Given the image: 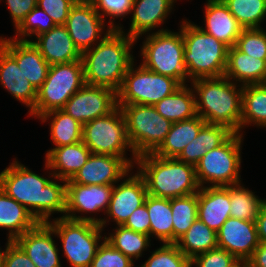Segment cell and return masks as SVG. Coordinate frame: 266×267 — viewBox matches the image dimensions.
Returning <instances> with one entry per match:
<instances>
[{
  "label": "cell",
  "mask_w": 266,
  "mask_h": 267,
  "mask_svg": "<svg viewBox=\"0 0 266 267\" xmlns=\"http://www.w3.org/2000/svg\"><path fill=\"white\" fill-rule=\"evenodd\" d=\"M137 267L135 262L115 249L107 240L99 246L90 267Z\"/></svg>",
  "instance_id": "44"
},
{
  "label": "cell",
  "mask_w": 266,
  "mask_h": 267,
  "mask_svg": "<svg viewBox=\"0 0 266 267\" xmlns=\"http://www.w3.org/2000/svg\"><path fill=\"white\" fill-rule=\"evenodd\" d=\"M173 218V243L190 228L197 219L198 193L171 199Z\"/></svg>",
  "instance_id": "39"
},
{
  "label": "cell",
  "mask_w": 266,
  "mask_h": 267,
  "mask_svg": "<svg viewBox=\"0 0 266 267\" xmlns=\"http://www.w3.org/2000/svg\"><path fill=\"white\" fill-rule=\"evenodd\" d=\"M230 217L240 220H255L266 198H261L244 183L229 186Z\"/></svg>",
  "instance_id": "37"
},
{
  "label": "cell",
  "mask_w": 266,
  "mask_h": 267,
  "mask_svg": "<svg viewBox=\"0 0 266 267\" xmlns=\"http://www.w3.org/2000/svg\"><path fill=\"white\" fill-rule=\"evenodd\" d=\"M0 45L16 60L26 79L38 90L50 67L39 49L32 42L16 40L3 34L0 36Z\"/></svg>",
  "instance_id": "21"
},
{
  "label": "cell",
  "mask_w": 266,
  "mask_h": 267,
  "mask_svg": "<svg viewBox=\"0 0 266 267\" xmlns=\"http://www.w3.org/2000/svg\"><path fill=\"white\" fill-rule=\"evenodd\" d=\"M123 226L150 236V219L145 203L132 212Z\"/></svg>",
  "instance_id": "49"
},
{
  "label": "cell",
  "mask_w": 266,
  "mask_h": 267,
  "mask_svg": "<svg viewBox=\"0 0 266 267\" xmlns=\"http://www.w3.org/2000/svg\"><path fill=\"white\" fill-rule=\"evenodd\" d=\"M47 223L61 244L59 250L68 266L90 267L99 246L105 240V230L98 224L65 217H56Z\"/></svg>",
  "instance_id": "7"
},
{
  "label": "cell",
  "mask_w": 266,
  "mask_h": 267,
  "mask_svg": "<svg viewBox=\"0 0 266 267\" xmlns=\"http://www.w3.org/2000/svg\"><path fill=\"white\" fill-rule=\"evenodd\" d=\"M177 1L134 0L129 17L128 30L124 29L126 28L124 25L119 30L134 39L148 33L169 30L165 25L169 22L168 19H170L171 14H174L173 12L176 10L174 7L176 8L177 4L175 3Z\"/></svg>",
  "instance_id": "17"
},
{
  "label": "cell",
  "mask_w": 266,
  "mask_h": 267,
  "mask_svg": "<svg viewBox=\"0 0 266 267\" xmlns=\"http://www.w3.org/2000/svg\"><path fill=\"white\" fill-rule=\"evenodd\" d=\"M243 29L263 28L266 0H222Z\"/></svg>",
  "instance_id": "38"
},
{
  "label": "cell",
  "mask_w": 266,
  "mask_h": 267,
  "mask_svg": "<svg viewBox=\"0 0 266 267\" xmlns=\"http://www.w3.org/2000/svg\"><path fill=\"white\" fill-rule=\"evenodd\" d=\"M4 248H5V246H3V248H2V246L0 244V267H2V258H3V253L5 250Z\"/></svg>",
  "instance_id": "54"
},
{
  "label": "cell",
  "mask_w": 266,
  "mask_h": 267,
  "mask_svg": "<svg viewBox=\"0 0 266 267\" xmlns=\"http://www.w3.org/2000/svg\"><path fill=\"white\" fill-rule=\"evenodd\" d=\"M244 135L233 133L219 147L207 153L195 165L200 187L230 186L242 183Z\"/></svg>",
  "instance_id": "8"
},
{
  "label": "cell",
  "mask_w": 266,
  "mask_h": 267,
  "mask_svg": "<svg viewBox=\"0 0 266 267\" xmlns=\"http://www.w3.org/2000/svg\"><path fill=\"white\" fill-rule=\"evenodd\" d=\"M249 262L250 267H266V243L260 242Z\"/></svg>",
  "instance_id": "50"
},
{
  "label": "cell",
  "mask_w": 266,
  "mask_h": 267,
  "mask_svg": "<svg viewBox=\"0 0 266 267\" xmlns=\"http://www.w3.org/2000/svg\"><path fill=\"white\" fill-rule=\"evenodd\" d=\"M82 141L91 153L121 157L132 168L135 166L137 156L128 140L126 122L119 106L84 124Z\"/></svg>",
  "instance_id": "10"
},
{
  "label": "cell",
  "mask_w": 266,
  "mask_h": 267,
  "mask_svg": "<svg viewBox=\"0 0 266 267\" xmlns=\"http://www.w3.org/2000/svg\"><path fill=\"white\" fill-rule=\"evenodd\" d=\"M145 205L150 219V237L159 243H173L171 199L147 195Z\"/></svg>",
  "instance_id": "35"
},
{
  "label": "cell",
  "mask_w": 266,
  "mask_h": 267,
  "mask_svg": "<svg viewBox=\"0 0 266 267\" xmlns=\"http://www.w3.org/2000/svg\"><path fill=\"white\" fill-rule=\"evenodd\" d=\"M175 245L186 257L192 259L218 247L217 233L197 218Z\"/></svg>",
  "instance_id": "36"
},
{
  "label": "cell",
  "mask_w": 266,
  "mask_h": 267,
  "mask_svg": "<svg viewBox=\"0 0 266 267\" xmlns=\"http://www.w3.org/2000/svg\"><path fill=\"white\" fill-rule=\"evenodd\" d=\"M72 6L68 0H37V7L42 9L55 25H65Z\"/></svg>",
  "instance_id": "46"
},
{
  "label": "cell",
  "mask_w": 266,
  "mask_h": 267,
  "mask_svg": "<svg viewBox=\"0 0 266 267\" xmlns=\"http://www.w3.org/2000/svg\"><path fill=\"white\" fill-rule=\"evenodd\" d=\"M235 46L252 57L266 59V29H243Z\"/></svg>",
  "instance_id": "43"
},
{
  "label": "cell",
  "mask_w": 266,
  "mask_h": 267,
  "mask_svg": "<svg viewBox=\"0 0 266 267\" xmlns=\"http://www.w3.org/2000/svg\"><path fill=\"white\" fill-rule=\"evenodd\" d=\"M236 84H263L266 78V59L252 57L236 46L228 48L227 67L224 74Z\"/></svg>",
  "instance_id": "27"
},
{
  "label": "cell",
  "mask_w": 266,
  "mask_h": 267,
  "mask_svg": "<svg viewBox=\"0 0 266 267\" xmlns=\"http://www.w3.org/2000/svg\"><path fill=\"white\" fill-rule=\"evenodd\" d=\"M32 43L50 66L82 60V53L64 25H55L50 31L37 36Z\"/></svg>",
  "instance_id": "24"
},
{
  "label": "cell",
  "mask_w": 266,
  "mask_h": 267,
  "mask_svg": "<svg viewBox=\"0 0 266 267\" xmlns=\"http://www.w3.org/2000/svg\"><path fill=\"white\" fill-rule=\"evenodd\" d=\"M4 0H0L1 2ZM12 26L16 29L25 17L37 6V0H5Z\"/></svg>",
  "instance_id": "48"
},
{
  "label": "cell",
  "mask_w": 266,
  "mask_h": 267,
  "mask_svg": "<svg viewBox=\"0 0 266 267\" xmlns=\"http://www.w3.org/2000/svg\"><path fill=\"white\" fill-rule=\"evenodd\" d=\"M182 37L188 83L199 78L224 76L229 48L227 45L204 32L189 18H182Z\"/></svg>",
  "instance_id": "5"
},
{
  "label": "cell",
  "mask_w": 266,
  "mask_h": 267,
  "mask_svg": "<svg viewBox=\"0 0 266 267\" xmlns=\"http://www.w3.org/2000/svg\"><path fill=\"white\" fill-rule=\"evenodd\" d=\"M64 26L81 53L94 47L113 30L93 3L73 5Z\"/></svg>",
  "instance_id": "15"
},
{
  "label": "cell",
  "mask_w": 266,
  "mask_h": 267,
  "mask_svg": "<svg viewBox=\"0 0 266 267\" xmlns=\"http://www.w3.org/2000/svg\"><path fill=\"white\" fill-rule=\"evenodd\" d=\"M134 168L143 176L149 195L177 198L198 193L195 166L177 158L159 157L153 153L137 157Z\"/></svg>",
  "instance_id": "4"
},
{
  "label": "cell",
  "mask_w": 266,
  "mask_h": 267,
  "mask_svg": "<svg viewBox=\"0 0 266 267\" xmlns=\"http://www.w3.org/2000/svg\"><path fill=\"white\" fill-rule=\"evenodd\" d=\"M111 229H109L110 232L107 229L105 230L108 231L105 232V240L134 262L144 257L145 252L150 251L151 245L154 246L152 244L153 239L147 234L135 232L123 225H117L111 227Z\"/></svg>",
  "instance_id": "34"
},
{
  "label": "cell",
  "mask_w": 266,
  "mask_h": 267,
  "mask_svg": "<svg viewBox=\"0 0 266 267\" xmlns=\"http://www.w3.org/2000/svg\"><path fill=\"white\" fill-rule=\"evenodd\" d=\"M122 110L130 145L138 157L153 153L164 141L172 122L152 105L117 104Z\"/></svg>",
  "instance_id": "11"
},
{
  "label": "cell",
  "mask_w": 266,
  "mask_h": 267,
  "mask_svg": "<svg viewBox=\"0 0 266 267\" xmlns=\"http://www.w3.org/2000/svg\"><path fill=\"white\" fill-rule=\"evenodd\" d=\"M205 124L199 115L173 123L164 141L153 154L159 157L177 158Z\"/></svg>",
  "instance_id": "30"
},
{
  "label": "cell",
  "mask_w": 266,
  "mask_h": 267,
  "mask_svg": "<svg viewBox=\"0 0 266 267\" xmlns=\"http://www.w3.org/2000/svg\"><path fill=\"white\" fill-rule=\"evenodd\" d=\"M84 85L82 60L51 65L44 83L37 90L34 108L27 117L38 119L50 111L63 109L66 102Z\"/></svg>",
  "instance_id": "9"
},
{
  "label": "cell",
  "mask_w": 266,
  "mask_h": 267,
  "mask_svg": "<svg viewBox=\"0 0 266 267\" xmlns=\"http://www.w3.org/2000/svg\"><path fill=\"white\" fill-rule=\"evenodd\" d=\"M119 182L113 185L109 207L100 224L103 229L123 225L148 195L145 180L134 167Z\"/></svg>",
  "instance_id": "14"
},
{
  "label": "cell",
  "mask_w": 266,
  "mask_h": 267,
  "mask_svg": "<svg viewBox=\"0 0 266 267\" xmlns=\"http://www.w3.org/2000/svg\"><path fill=\"white\" fill-rule=\"evenodd\" d=\"M149 252L148 258L137 267H191V259L175 243H160L159 247Z\"/></svg>",
  "instance_id": "41"
},
{
  "label": "cell",
  "mask_w": 266,
  "mask_h": 267,
  "mask_svg": "<svg viewBox=\"0 0 266 267\" xmlns=\"http://www.w3.org/2000/svg\"><path fill=\"white\" fill-rule=\"evenodd\" d=\"M133 2L134 0H94L93 5L104 21L116 30L123 26L120 21L129 18Z\"/></svg>",
  "instance_id": "42"
},
{
  "label": "cell",
  "mask_w": 266,
  "mask_h": 267,
  "mask_svg": "<svg viewBox=\"0 0 266 267\" xmlns=\"http://www.w3.org/2000/svg\"><path fill=\"white\" fill-rule=\"evenodd\" d=\"M229 267H250V262L245 259H236Z\"/></svg>",
  "instance_id": "52"
},
{
  "label": "cell",
  "mask_w": 266,
  "mask_h": 267,
  "mask_svg": "<svg viewBox=\"0 0 266 267\" xmlns=\"http://www.w3.org/2000/svg\"><path fill=\"white\" fill-rule=\"evenodd\" d=\"M236 258L222 248H214L191 259V267H229Z\"/></svg>",
  "instance_id": "45"
},
{
  "label": "cell",
  "mask_w": 266,
  "mask_h": 267,
  "mask_svg": "<svg viewBox=\"0 0 266 267\" xmlns=\"http://www.w3.org/2000/svg\"><path fill=\"white\" fill-rule=\"evenodd\" d=\"M38 223L28 209L0 187V230L7 231L6 240L14 241Z\"/></svg>",
  "instance_id": "28"
},
{
  "label": "cell",
  "mask_w": 266,
  "mask_h": 267,
  "mask_svg": "<svg viewBox=\"0 0 266 267\" xmlns=\"http://www.w3.org/2000/svg\"><path fill=\"white\" fill-rule=\"evenodd\" d=\"M41 123L49 125L50 142L57 148L82 141L83 125L65 111L53 110L38 118Z\"/></svg>",
  "instance_id": "32"
},
{
  "label": "cell",
  "mask_w": 266,
  "mask_h": 267,
  "mask_svg": "<svg viewBox=\"0 0 266 267\" xmlns=\"http://www.w3.org/2000/svg\"><path fill=\"white\" fill-rule=\"evenodd\" d=\"M196 103V114L206 123L225 125L240 133L243 85L227 77L199 78L190 82Z\"/></svg>",
  "instance_id": "3"
},
{
  "label": "cell",
  "mask_w": 266,
  "mask_h": 267,
  "mask_svg": "<svg viewBox=\"0 0 266 267\" xmlns=\"http://www.w3.org/2000/svg\"><path fill=\"white\" fill-rule=\"evenodd\" d=\"M5 242L2 267H36L15 241L7 240Z\"/></svg>",
  "instance_id": "47"
},
{
  "label": "cell",
  "mask_w": 266,
  "mask_h": 267,
  "mask_svg": "<svg viewBox=\"0 0 266 267\" xmlns=\"http://www.w3.org/2000/svg\"><path fill=\"white\" fill-rule=\"evenodd\" d=\"M258 238L261 243H266V203L261 207L255 219Z\"/></svg>",
  "instance_id": "51"
},
{
  "label": "cell",
  "mask_w": 266,
  "mask_h": 267,
  "mask_svg": "<svg viewBox=\"0 0 266 267\" xmlns=\"http://www.w3.org/2000/svg\"><path fill=\"white\" fill-rule=\"evenodd\" d=\"M177 30L169 29L138 37L136 43H139L140 39L143 40L139 44L138 57L141 58L140 63L148 70L171 77L181 85H186L188 75L183 57L182 19L179 21Z\"/></svg>",
  "instance_id": "6"
},
{
  "label": "cell",
  "mask_w": 266,
  "mask_h": 267,
  "mask_svg": "<svg viewBox=\"0 0 266 267\" xmlns=\"http://www.w3.org/2000/svg\"><path fill=\"white\" fill-rule=\"evenodd\" d=\"M0 86L29 113L36 103L37 90L26 79L16 60L0 45Z\"/></svg>",
  "instance_id": "23"
},
{
  "label": "cell",
  "mask_w": 266,
  "mask_h": 267,
  "mask_svg": "<svg viewBox=\"0 0 266 267\" xmlns=\"http://www.w3.org/2000/svg\"><path fill=\"white\" fill-rule=\"evenodd\" d=\"M117 107V92L104 86L85 84L62 109L82 125L112 112Z\"/></svg>",
  "instance_id": "16"
},
{
  "label": "cell",
  "mask_w": 266,
  "mask_h": 267,
  "mask_svg": "<svg viewBox=\"0 0 266 267\" xmlns=\"http://www.w3.org/2000/svg\"><path fill=\"white\" fill-rule=\"evenodd\" d=\"M251 126L266 129V86L264 84L243 86L240 134L245 136L244 130Z\"/></svg>",
  "instance_id": "31"
},
{
  "label": "cell",
  "mask_w": 266,
  "mask_h": 267,
  "mask_svg": "<svg viewBox=\"0 0 266 267\" xmlns=\"http://www.w3.org/2000/svg\"><path fill=\"white\" fill-rule=\"evenodd\" d=\"M229 186L201 187L197 218L216 233L230 217Z\"/></svg>",
  "instance_id": "25"
},
{
  "label": "cell",
  "mask_w": 266,
  "mask_h": 267,
  "mask_svg": "<svg viewBox=\"0 0 266 267\" xmlns=\"http://www.w3.org/2000/svg\"><path fill=\"white\" fill-rule=\"evenodd\" d=\"M14 241L36 267H63L58 240L53 228L48 223L39 222Z\"/></svg>",
  "instance_id": "18"
},
{
  "label": "cell",
  "mask_w": 266,
  "mask_h": 267,
  "mask_svg": "<svg viewBox=\"0 0 266 267\" xmlns=\"http://www.w3.org/2000/svg\"><path fill=\"white\" fill-rule=\"evenodd\" d=\"M136 39L112 30L94 47L82 53L85 84L118 92L130 65L136 60Z\"/></svg>",
  "instance_id": "2"
},
{
  "label": "cell",
  "mask_w": 266,
  "mask_h": 267,
  "mask_svg": "<svg viewBox=\"0 0 266 267\" xmlns=\"http://www.w3.org/2000/svg\"><path fill=\"white\" fill-rule=\"evenodd\" d=\"M234 132L225 125L206 123L177 157L179 161L196 165L212 149L223 144Z\"/></svg>",
  "instance_id": "29"
},
{
  "label": "cell",
  "mask_w": 266,
  "mask_h": 267,
  "mask_svg": "<svg viewBox=\"0 0 266 267\" xmlns=\"http://www.w3.org/2000/svg\"><path fill=\"white\" fill-rule=\"evenodd\" d=\"M131 169L121 157L91 153L70 180L81 185H114Z\"/></svg>",
  "instance_id": "20"
},
{
  "label": "cell",
  "mask_w": 266,
  "mask_h": 267,
  "mask_svg": "<svg viewBox=\"0 0 266 267\" xmlns=\"http://www.w3.org/2000/svg\"><path fill=\"white\" fill-rule=\"evenodd\" d=\"M203 23L197 24L204 32L222 41L228 47L236 45L243 28L222 0H206L203 5Z\"/></svg>",
  "instance_id": "22"
},
{
  "label": "cell",
  "mask_w": 266,
  "mask_h": 267,
  "mask_svg": "<svg viewBox=\"0 0 266 267\" xmlns=\"http://www.w3.org/2000/svg\"><path fill=\"white\" fill-rule=\"evenodd\" d=\"M217 244L236 259L249 260L260 244L255 220L229 217L217 232Z\"/></svg>",
  "instance_id": "19"
},
{
  "label": "cell",
  "mask_w": 266,
  "mask_h": 267,
  "mask_svg": "<svg viewBox=\"0 0 266 267\" xmlns=\"http://www.w3.org/2000/svg\"><path fill=\"white\" fill-rule=\"evenodd\" d=\"M73 5L93 3L94 0H68Z\"/></svg>",
  "instance_id": "53"
},
{
  "label": "cell",
  "mask_w": 266,
  "mask_h": 267,
  "mask_svg": "<svg viewBox=\"0 0 266 267\" xmlns=\"http://www.w3.org/2000/svg\"><path fill=\"white\" fill-rule=\"evenodd\" d=\"M157 112L172 123L196 116L195 93L190 84L182 85L174 93L153 105Z\"/></svg>",
  "instance_id": "33"
},
{
  "label": "cell",
  "mask_w": 266,
  "mask_h": 267,
  "mask_svg": "<svg viewBox=\"0 0 266 267\" xmlns=\"http://www.w3.org/2000/svg\"><path fill=\"white\" fill-rule=\"evenodd\" d=\"M137 64L136 59L124 76L117 92V104L153 106L182 86L176 79L150 71L140 62Z\"/></svg>",
  "instance_id": "12"
},
{
  "label": "cell",
  "mask_w": 266,
  "mask_h": 267,
  "mask_svg": "<svg viewBox=\"0 0 266 267\" xmlns=\"http://www.w3.org/2000/svg\"><path fill=\"white\" fill-rule=\"evenodd\" d=\"M55 26L53 20L39 7H35L13 30L15 33L10 36L16 40L32 42L37 36L50 31Z\"/></svg>",
  "instance_id": "40"
},
{
  "label": "cell",
  "mask_w": 266,
  "mask_h": 267,
  "mask_svg": "<svg viewBox=\"0 0 266 267\" xmlns=\"http://www.w3.org/2000/svg\"><path fill=\"white\" fill-rule=\"evenodd\" d=\"M42 170H46L44 175L36 174L17 157L13 158L0 172V187L28 209L38 222L47 223L56 218L54 214H58V218L65 215L66 180L54 177L46 161Z\"/></svg>",
  "instance_id": "1"
},
{
  "label": "cell",
  "mask_w": 266,
  "mask_h": 267,
  "mask_svg": "<svg viewBox=\"0 0 266 267\" xmlns=\"http://www.w3.org/2000/svg\"><path fill=\"white\" fill-rule=\"evenodd\" d=\"M112 190L113 185H81L67 180L64 217L100 225L108 210Z\"/></svg>",
  "instance_id": "13"
},
{
  "label": "cell",
  "mask_w": 266,
  "mask_h": 267,
  "mask_svg": "<svg viewBox=\"0 0 266 267\" xmlns=\"http://www.w3.org/2000/svg\"><path fill=\"white\" fill-rule=\"evenodd\" d=\"M44 160L47 162L54 177L69 180L87 162L91 151L83 141L50 148L45 151Z\"/></svg>",
  "instance_id": "26"
}]
</instances>
